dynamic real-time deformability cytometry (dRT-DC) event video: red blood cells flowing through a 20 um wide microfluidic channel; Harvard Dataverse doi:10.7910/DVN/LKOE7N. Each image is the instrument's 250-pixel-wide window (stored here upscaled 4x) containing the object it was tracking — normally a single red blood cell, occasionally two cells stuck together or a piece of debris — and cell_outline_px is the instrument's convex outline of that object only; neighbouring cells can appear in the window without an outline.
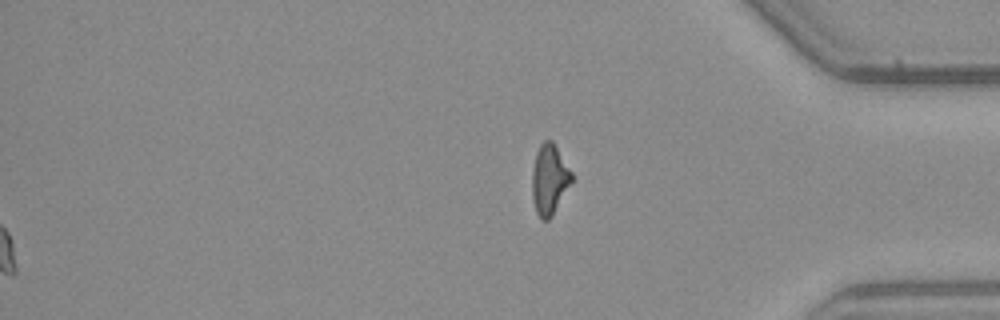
{"species": "common noctule bat (a hibernating species)", "species_latin": "Nyctalus noctula", "temperature_condition": "warm", "stored_images_in_passage": 51, "segment_of_instrument_passage": [2, 2], "camera_frame_rate_fps": 3000, "um_per_image_px": 0.085, "animal": {"sex": "male", "body_mass_g": 23.1, "forearm_length_mm": 52.7}, "frame": {"image": 1, "passage_image": 51, "time_ms": 16.667, "image_size_px": [1000, 320], "cell_outline_px": [[576, 180], [552, 216], [548, 220], [540, 220], [536, 212], [532, 200], [532, 168], [536, 152], [540, 144], [544, 140], [552, 140], [572, 172]], "centroid_in_image_um": [46.73, 15.29], "position_along_channel_um": 388.5, "area_um2": 16.82}}